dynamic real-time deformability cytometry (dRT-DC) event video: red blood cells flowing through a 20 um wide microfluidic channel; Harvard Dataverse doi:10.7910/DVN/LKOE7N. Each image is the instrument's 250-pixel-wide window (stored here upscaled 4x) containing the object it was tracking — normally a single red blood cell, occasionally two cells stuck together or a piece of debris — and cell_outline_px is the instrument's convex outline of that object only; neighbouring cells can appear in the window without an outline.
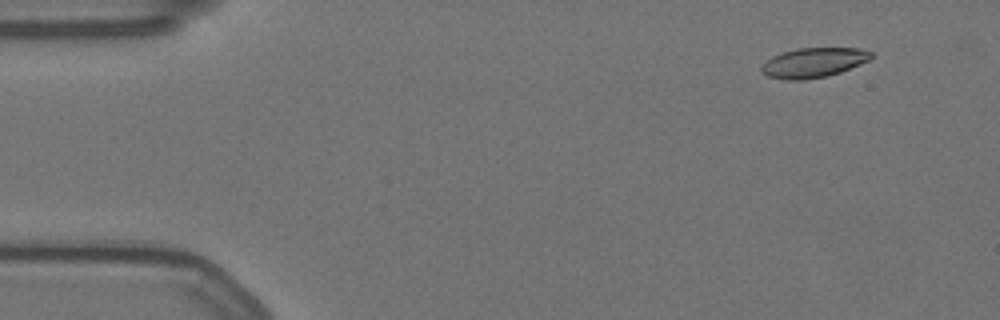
{"species": "Egyptian fruit bat (a non-hibernating species)", "species_latin": "Rousettus aegyptiacus", "temperature_condition": "warm", "stored_images_in_passage": 16, "camera_frame_rate_fps": 3000, "um_per_image_px": 0.085, "animal": {"sex": "female"}, "frame": {"image": 1, "passage_image": 4, "time_ms": 1.0, "image_size_px": [1000, 320], "cell_outline_px": [[872, 56], [868, 60], [860, 64], [840, 72], [828, 76], [804, 80], [788, 80], [768, 76], [760, 72], [760, 68], [772, 56], [796, 48], [860, 48], [872, 52]], "centroid_in_image_um": [69.14, 5.32], "position_along_channel_um": 15.9, "area_um2": 18.9}}
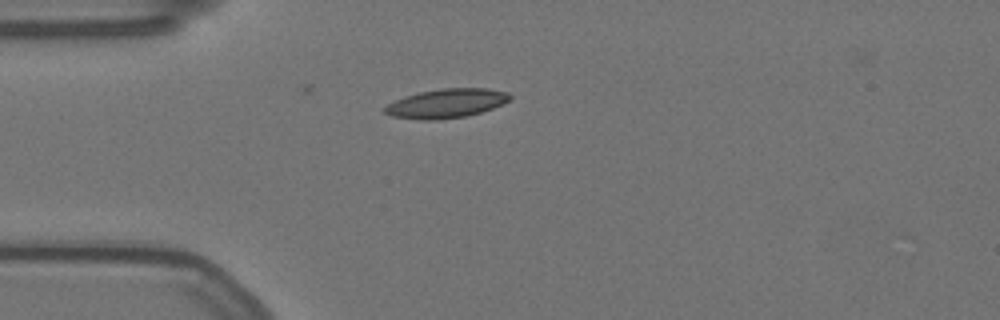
{"frame": {"image": 2, "passage_image": 14, "time_ms": 4.333, "image_size_px": [1000, 320], "cell_outline_px": [[512, 100], [492, 108], [468, 116], [432, 120], [420, 120], [392, 116], [384, 112], [384, 108], [388, 104], [404, 96], [420, 92], [440, 88], [488, 88], [508, 92], [512, 96]], "centroid_in_image_um": [37.97, 8.78], "position_along_channel_um": 47.0, "area_um2": 21.27}}